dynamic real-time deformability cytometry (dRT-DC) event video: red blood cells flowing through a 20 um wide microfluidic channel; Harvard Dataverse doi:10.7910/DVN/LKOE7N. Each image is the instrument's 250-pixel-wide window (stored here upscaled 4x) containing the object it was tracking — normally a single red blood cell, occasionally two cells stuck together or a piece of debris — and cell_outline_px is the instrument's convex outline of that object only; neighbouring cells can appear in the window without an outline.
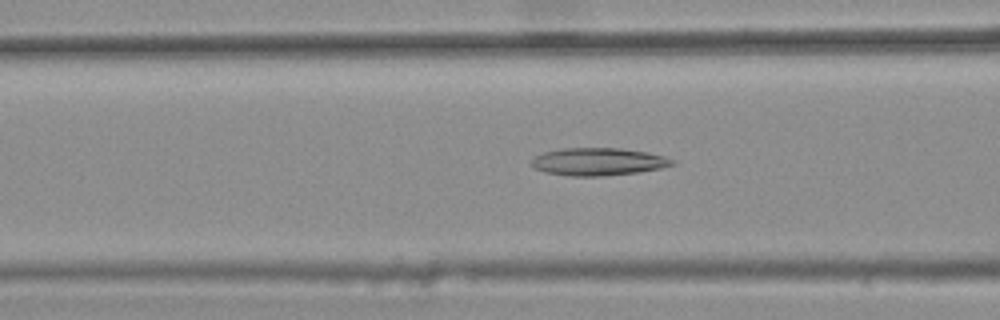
{"species": "common noctule bat (a hibernating species)", "species_latin": "Nyctalus noctula", "temperature_condition": "warm", "stored_images_in_passage": 46, "camera_frame_rate_fps": 3000, "um_per_image_px": 0.085, "animal": {"sex": "female", "body_mass_g": 25.1}, "frame": {"image": 1, "passage_image": 21, "time_ms": 6.667, "image_size_px": [1000, 320], "cell_outline_px": [[676, 164], [660, 168], [640, 172], [600, 176], [568, 176], [544, 172], [536, 168], [532, 164], [532, 160], [536, 156], [544, 152], [560, 148], [620, 148], [648, 152], [664, 156], [676, 160]], "centroid_in_image_um": [50.89, 13.74], "position_along_channel_um": 115.7, "area_um2": 22.72}}
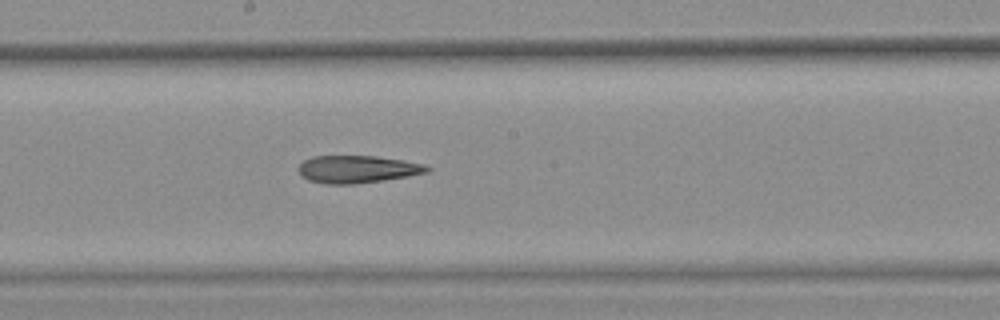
{"frame": {"image": 2, "passage_image": 29, "time_ms": 9.333, "image_size_px": [1000, 320], "cell_outline_px": [[432, 168], [428, 172], [408, 176], [384, 180], [352, 184], [324, 184], [308, 180], [300, 176], [296, 168], [304, 160], [312, 156], [376, 156], [404, 160], [424, 164]], "centroid_in_image_um": [30.34, 14.38], "position_along_channel_um": 217.9, "area_um2": 20.81}}
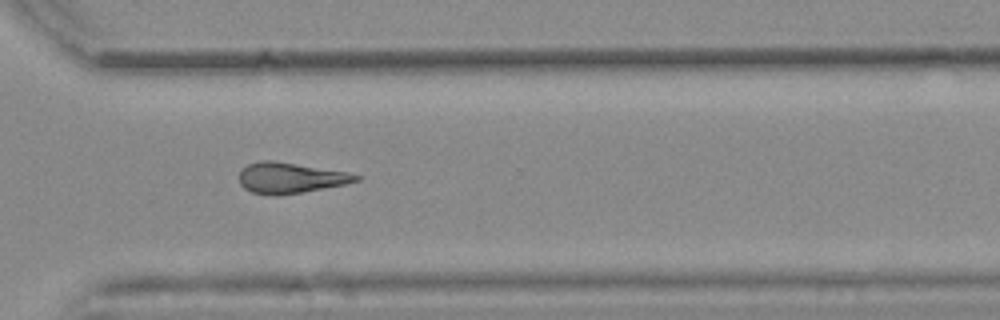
{"frame": {"image": 3, "passage_image": 39, "time_ms": 12.667, "image_size_px": [1000, 320], "cell_outline_px": [[360, 180], [344, 184], [300, 192], [272, 196], [252, 192], [244, 188], [240, 184], [240, 172], [248, 164], [264, 160], [272, 160], [348, 172], [360, 176]], "centroid_in_image_um": [24.66, 15.12], "position_along_channel_um": 345.9, "area_um2": 20.52}, "authors_computed_cell_mechanics": {"area_um2": 21.386, "velocity_mm_per_s": 3.8414, "shape_relaxation_time_tau1_ms": null, "shape_relaxation_time_tau2_ms": 11.1395, "deformation_change_tau1": null, "deformation_change_tau2": 0.3016}}